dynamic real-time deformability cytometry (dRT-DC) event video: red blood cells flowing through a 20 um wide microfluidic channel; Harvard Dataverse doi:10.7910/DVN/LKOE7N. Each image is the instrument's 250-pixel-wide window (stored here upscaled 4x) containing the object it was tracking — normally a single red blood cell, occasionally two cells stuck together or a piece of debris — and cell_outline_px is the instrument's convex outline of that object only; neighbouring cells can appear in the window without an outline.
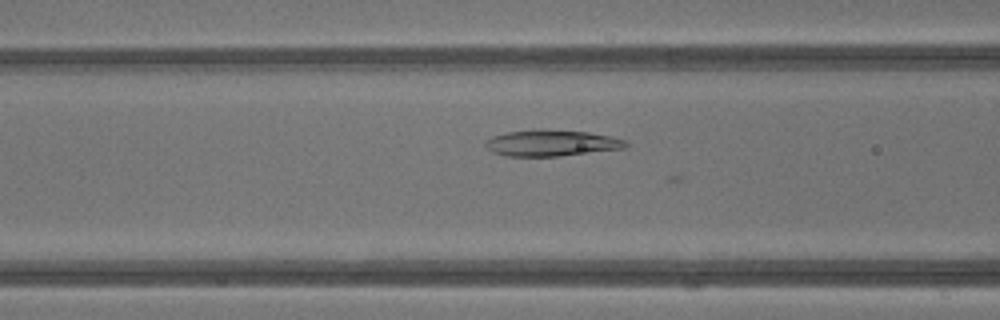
{"species": "common noctule bat (a hibernating species)", "species_latin": "Nyctalus noctula", "temperature_condition": "warm", "stored_images_in_passage": 21, "camera_frame_rate_fps": 3000, "um_per_image_px": 0.085, "animal": {"sex": "male", "body_mass_g": 13.3}, "frame": {"image": 1, "passage_image": 7, "time_ms": 2.0, "image_size_px": [1000, 320], "cell_outline_px": [[628, 144], [624, 148], [560, 156], [508, 156], [492, 152], [484, 144], [484, 140], [492, 136], [508, 132], [540, 128], [544, 128], [588, 132], [628, 140]], "centroid_in_image_um": [46.85, 12.14], "position_along_channel_um": 119.7, "area_um2": 21.62}}
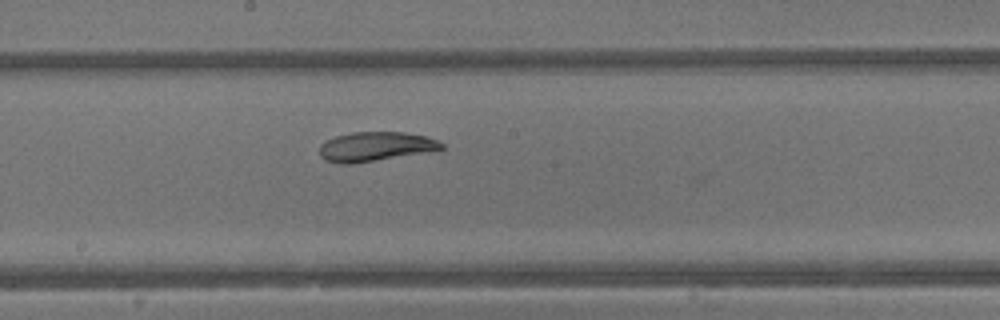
{"frame": {"image": 2, "passage_image": 13, "time_ms": 4.0, "image_size_px": [1000, 320], "cell_outline_px": [[444, 148], [440, 152], [352, 164], [340, 164], [324, 160], [320, 156], [320, 144], [324, 140], [336, 136], [352, 132], [404, 132], [428, 136], [440, 140], [444, 144]], "centroid_in_image_um": [32.02, 12.48], "position_along_channel_um": 216.2, "area_um2": 21.85}}
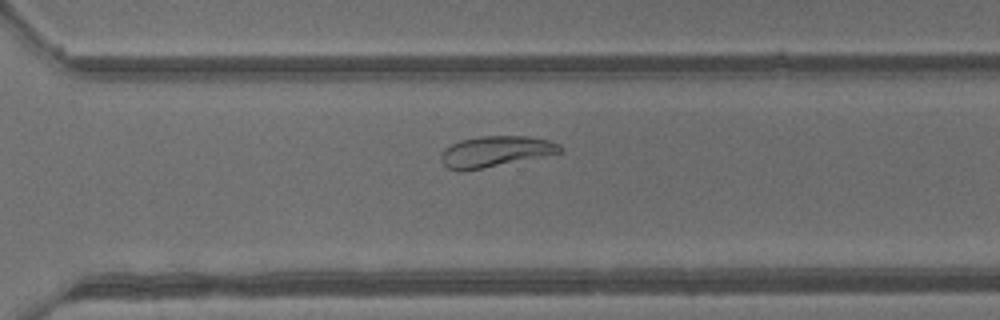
{"frame": {"image": 3, "passage_image": 20, "time_ms": 6.333, "image_size_px": [1000, 320], "cell_outline_px": [[564, 148], [560, 152], [460, 172], [448, 168], [440, 160], [440, 156], [452, 144], [460, 140], [480, 136], [528, 136], [548, 140], [560, 144]], "centroid_in_image_um": [42.09, 12.86], "position_along_channel_um": 328.5, "area_um2": 20.81}}